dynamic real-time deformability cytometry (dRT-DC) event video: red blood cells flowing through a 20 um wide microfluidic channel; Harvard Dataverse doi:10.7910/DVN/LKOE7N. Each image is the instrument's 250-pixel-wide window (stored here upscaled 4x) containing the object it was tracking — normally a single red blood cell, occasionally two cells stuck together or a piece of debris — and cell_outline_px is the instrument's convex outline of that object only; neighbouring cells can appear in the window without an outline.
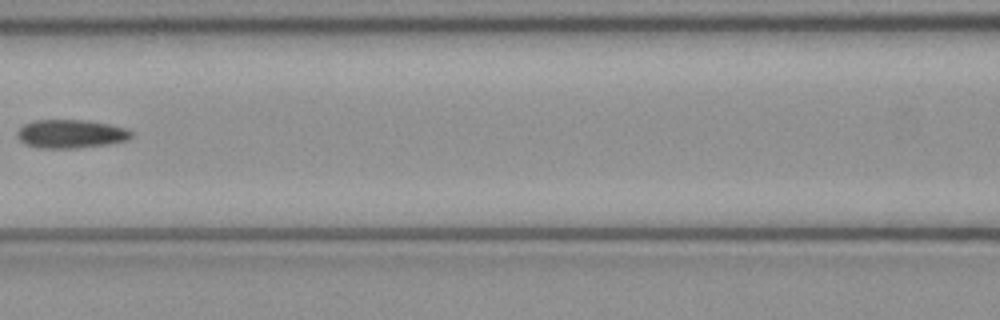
{"species": "common noctule bat (a hibernating species)", "species_latin": "Nyctalus noctula", "temperature_condition": "cold", "stored_images_in_passage": 7, "camera_frame_rate_fps": 3000, "um_per_image_px": 0.085, "animal": {"sex": "female", "body_mass_g": 21.9}, "frame": {"image": 1, "passage_image": 6, "time_ms": 1.667, "image_size_px": [1000, 320], "cell_outline_px": [[132, 136], [128, 140], [104, 144], [76, 148], [36, 148], [24, 144], [16, 136], [16, 132], [24, 124], [32, 120], [84, 120], [108, 124], [124, 128], [132, 132]], "centroid_in_image_um": [5.95, 11.38], "position_along_channel_um": 160.7, "area_um2": 18.9}}
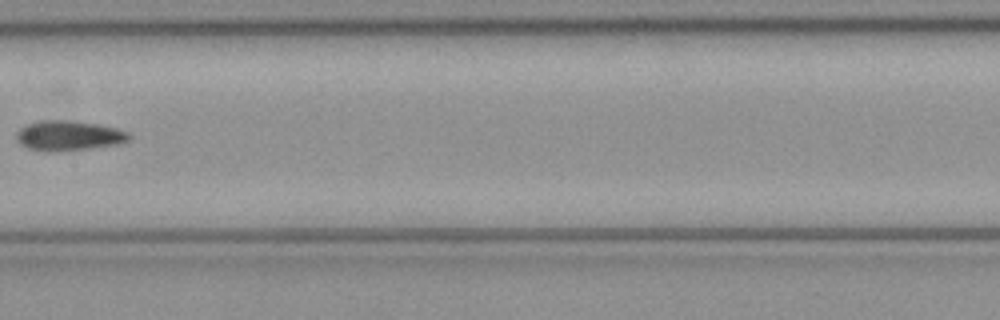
{"frame": {"image": 2, "passage_image": 7, "time_ms": 2.0, "image_size_px": [1000, 320], "cell_outline_px": [[132, 136], [128, 140], [120, 144], [92, 148], [52, 152], [44, 152], [28, 148], [20, 144], [16, 140], [16, 132], [20, 128], [28, 124], [40, 120], [64, 120], [96, 124], [116, 128], [128, 132]], "centroid_in_image_um": [5.82, 11.54], "position_along_channel_um": 201.6, "area_um2": 19.77}}